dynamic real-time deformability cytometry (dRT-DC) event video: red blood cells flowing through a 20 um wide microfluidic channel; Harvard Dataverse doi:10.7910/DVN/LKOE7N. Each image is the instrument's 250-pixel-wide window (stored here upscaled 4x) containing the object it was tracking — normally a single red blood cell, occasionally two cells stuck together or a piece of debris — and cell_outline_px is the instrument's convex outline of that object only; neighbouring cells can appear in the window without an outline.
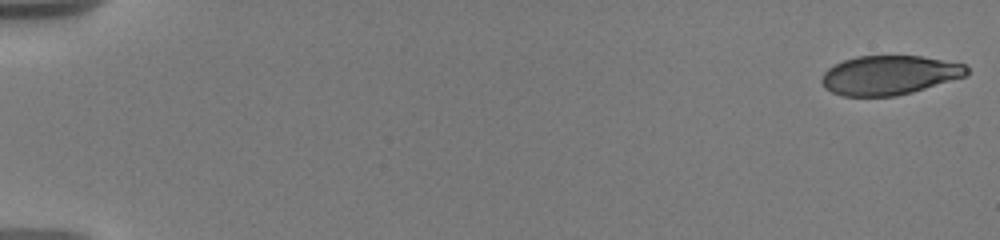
{"species": "human", "species_latin": "Homo sapiens", "temperature_condition": "warm", "stored_images_in_passage": 21, "camera_frame_rate_fps": 3000, "um_per_image_px": 0.085, "donor": {"sex": "male"}, "frame": {"image": 1, "passage_image": 1, "time_ms": 0.0, "image_size_px": [1000, 240], "cell_outline_px": [[968, 76], [912, 92], [896, 96], [844, 96], [832, 92], [824, 88], [820, 80], [824, 72], [828, 68], [844, 60], [856, 56], [920, 56], [964, 64], [968, 68]], "centroid_in_image_um": [75.59, 6.39], "position_along_channel_um": 9.4, "area_um2": 33.18}}
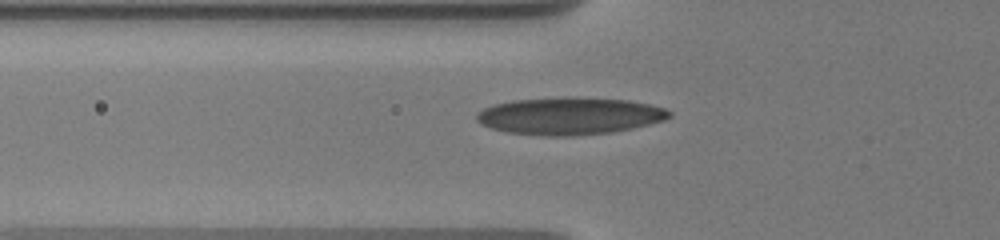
{"frame": {"image": 2, "passage_image": 18, "time_ms": 6.667, "image_size_px": [1000, 240], "cell_outline_px": [[672, 116], [664, 120], [632, 128], [612, 132], [572, 136], [544, 136], [508, 132], [492, 128], [480, 124], [476, 120], [476, 112], [492, 104], [512, 100], [568, 96], [628, 100], [648, 104], [664, 108], [672, 112]], "centroid_in_image_um": [48.38, 9.85], "position_along_channel_um": 77.4, "area_um2": 42.14}}
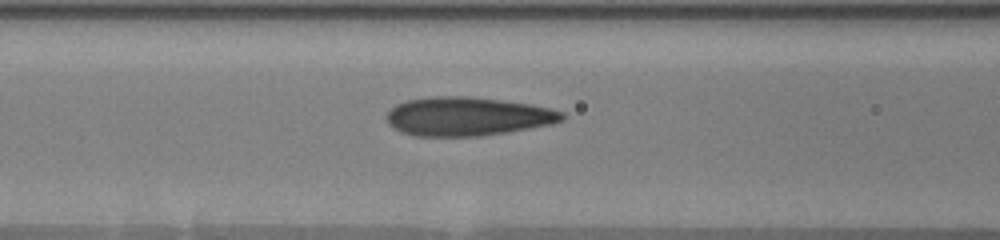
{"frame": {"image": 3, "passage_image": 21, "time_ms": 8.0, "image_size_px": [1000, 240], "cell_outline_px": [[564, 120], [552, 124], [508, 132], [480, 136], [412, 136], [400, 132], [392, 128], [388, 124], [384, 116], [396, 104], [408, 100], [432, 96], [468, 96], [532, 104], [552, 108], [564, 112]], "centroid_in_image_um": [39.72, 9.9], "position_along_channel_um": 126.9, "area_um2": 40.0}}